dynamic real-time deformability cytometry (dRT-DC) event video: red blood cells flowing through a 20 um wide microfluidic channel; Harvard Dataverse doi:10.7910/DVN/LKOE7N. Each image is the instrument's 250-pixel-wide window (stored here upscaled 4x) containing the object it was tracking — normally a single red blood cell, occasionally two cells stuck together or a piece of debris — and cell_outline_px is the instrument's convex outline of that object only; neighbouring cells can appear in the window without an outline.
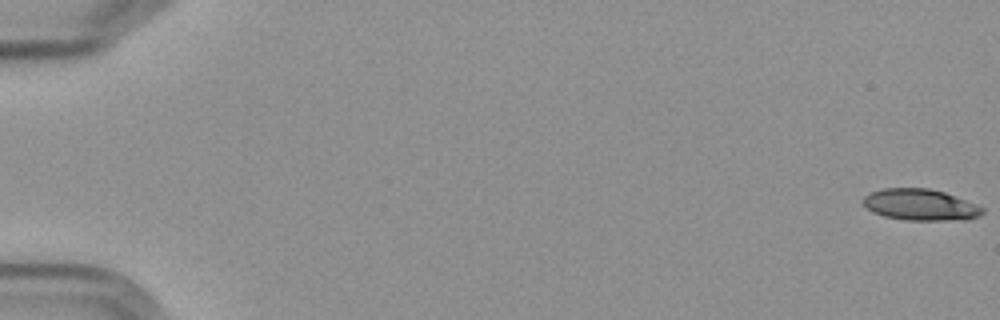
{"species": "Egyptian fruit bat (a non-hibernating species)", "species_latin": "Rousettus aegyptiacus", "temperature_condition": "cold", "stored_images_in_passage": 6, "camera_frame_rate_fps": 3000, "um_per_image_px": 0.085, "frame": {"image": 1, "passage_image": 1, "time_ms": 0.0, "image_size_px": [1000, 320], "cell_outline_px": [[984, 212], [980, 216], [968, 220], [908, 220], [884, 216], [872, 212], [860, 200], [868, 192], [884, 188], [928, 188], [944, 192], [984, 208]], "centroid_in_image_um": [78.2, 17.41], "position_along_channel_um": 6.8, "area_um2": 21.85}}
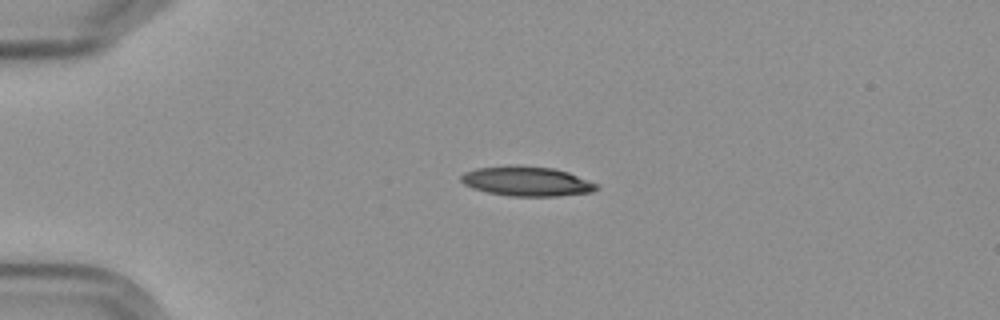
{"frame": {"image": 2, "passage_image": 5, "time_ms": 4.667, "image_size_px": [1000, 320], "cell_outline_px": [[600, 188], [592, 192], [556, 196], [512, 196], [488, 192], [472, 188], [464, 184], [460, 180], [460, 176], [464, 172], [476, 168], [516, 164], [552, 168], [568, 172], [600, 184]], "centroid_in_image_um": [44.79, 15.4], "position_along_channel_um": 40.2, "area_um2": 23.64}}